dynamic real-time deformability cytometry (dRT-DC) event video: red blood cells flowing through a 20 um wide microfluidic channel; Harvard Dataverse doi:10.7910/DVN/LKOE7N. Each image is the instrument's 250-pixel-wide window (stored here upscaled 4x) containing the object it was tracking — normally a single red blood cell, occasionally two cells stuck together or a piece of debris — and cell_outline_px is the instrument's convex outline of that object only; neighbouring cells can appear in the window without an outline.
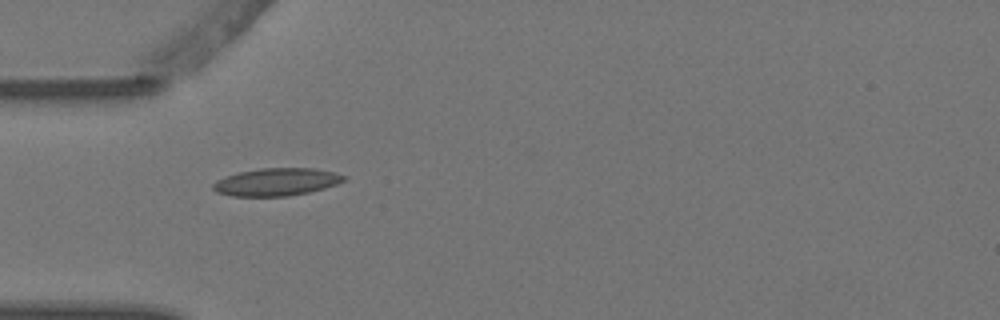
{"species": "Egyptian fruit bat (a non-hibernating species)", "species_latin": "Rousettus aegyptiacus", "temperature_condition": "warm", "stored_images_in_passage": 2, "camera_frame_rate_fps": 3000, "um_per_image_px": 0.085, "animal": {"sex": "female"}, "frame": {"image": 1, "passage_image": 1, "time_ms": 0.0, "image_size_px": [1000, 320], "cell_outline_px": [[348, 176], [344, 180], [336, 184], [324, 188], [308, 192], [288, 196], [232, 196], [216, 192], [212, 188], [212, 184], [216, 180], [224, 176], [240, 172], [260, 168], [312, 168], [336, 172]], "centroid_in_image_um": [23.49, 15.46], "position_along_channel_um": 61.5, "area_um2": 21.1}}
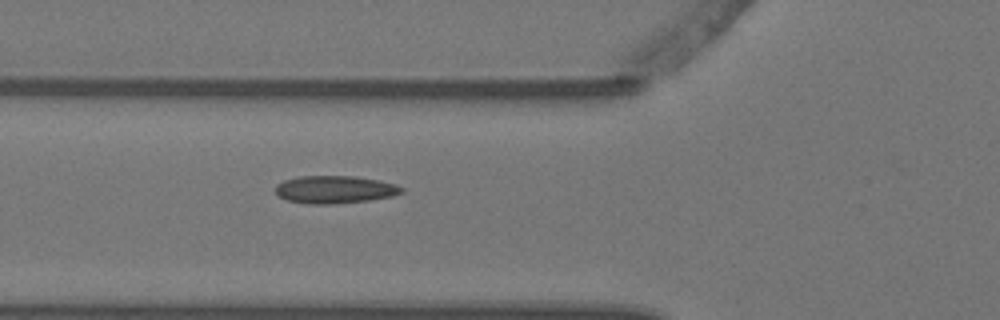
{"frame": {"image": 2, "passage_image": 2, "time_ms": 0.333, "image_size_px": [1000, 320], "cell_outline_px": [[404, 192], [392, 196], [368, 200], [332, 204], [308, 204], [288, 200], [280, 196], [276, 192], [276, 184], [284, 180], [300, 176], [356, 176], [380, 180], [396, 184], [404, 188]], "centroid_in_image_um": [28.49, 16.1], "position_along_channel_um": 97.3, "area_um2": 20.35}}